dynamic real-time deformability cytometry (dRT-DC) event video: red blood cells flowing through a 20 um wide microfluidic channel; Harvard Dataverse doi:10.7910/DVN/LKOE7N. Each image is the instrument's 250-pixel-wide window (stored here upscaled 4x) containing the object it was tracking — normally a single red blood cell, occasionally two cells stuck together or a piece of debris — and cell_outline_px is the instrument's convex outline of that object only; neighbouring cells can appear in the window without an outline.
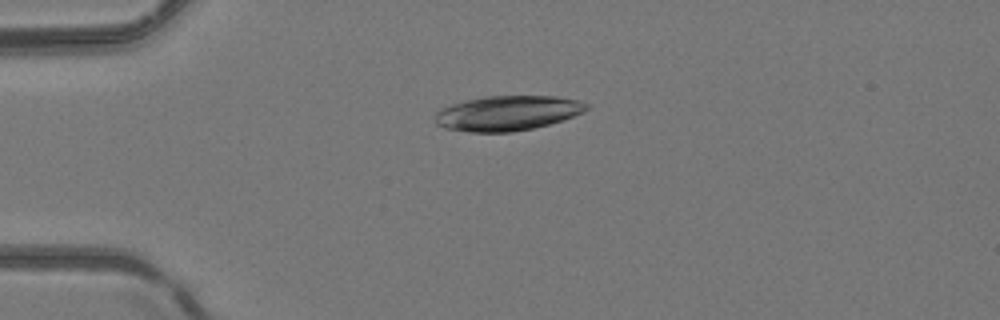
{"species": "common noctule bat (a hibernating species)", "species_latin": "Nyctalus noctula", "temperature_condition": "room temperature", "stored_images_in_passage": 50, "camera_frame_rate_fps": 3000, "um_per_image_px": 0.085, "animal": {"sex": "female", "body_mass_g": 24.6, "forearm_length_mm": 56.2}, "frame": {"image": 1, "passage_image": 13, "time_ms": 4.0, "image_size_px": [1000, 320], "cell_outline_px": [[592, 104], [584, 112], [564, 120], [532, 128], [512, 132], [468, 132], [444, 128], [436, 124], [436, 112], [440, 108], [452, 104], [468, 100], [488, 96], [556, 96], [580, 100]], "centroid_in_image_um": [43.18, 9.61], "position_along_channel_um": 41.8, "area_um2": 30.92}}
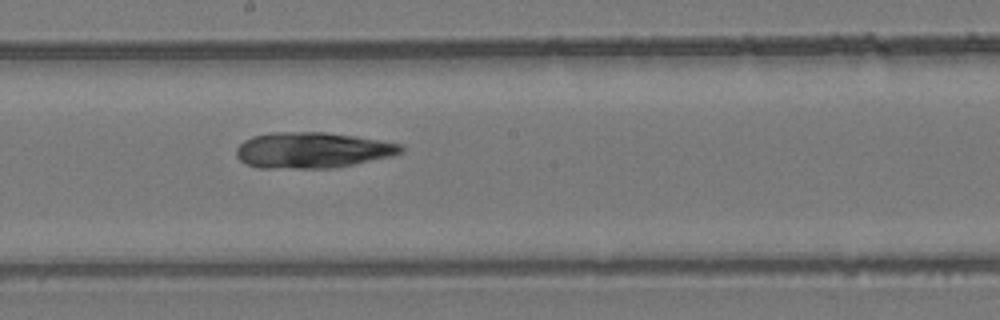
{"frame": {"image": 2, "passage_image": 28, "time_ms": 9.0, "image_size_px": [1000, 320], "cell_outline_px": [[404, 152], [392, 156], [332, 168], [256, 168], [244, 164], [236, 156], [236, 148], [244, 140], [252, 136], [272, 132], [324, 132], [356, 136], [404, 144]], "centroid_in_image_um": [26.54, 12.76], "position_along_channel_um": 221.7, "area_um2": 34.68}}
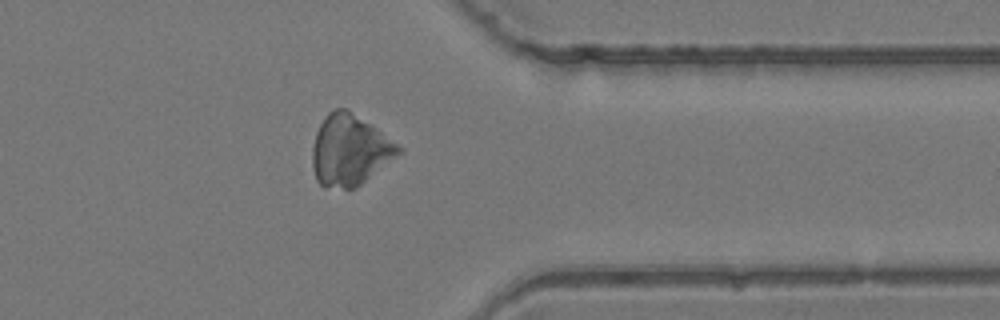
{"frame": {"image": 3, "passage_image": 40, "time_ms": 13.0, "image_size_px": [1000, 320], "cell_outline_px": [[404, 152], [356, 188], [324, 188], [316, 180], [312, 168], [312, 148], [316, 132], [324, 116], [328, 112], [336, 108], [348, 108], [404, 148]], "centroid_in_image_um": [29.73, 12.77], "position_along_channel_um": 381.7, "area_um2": 36.07}}